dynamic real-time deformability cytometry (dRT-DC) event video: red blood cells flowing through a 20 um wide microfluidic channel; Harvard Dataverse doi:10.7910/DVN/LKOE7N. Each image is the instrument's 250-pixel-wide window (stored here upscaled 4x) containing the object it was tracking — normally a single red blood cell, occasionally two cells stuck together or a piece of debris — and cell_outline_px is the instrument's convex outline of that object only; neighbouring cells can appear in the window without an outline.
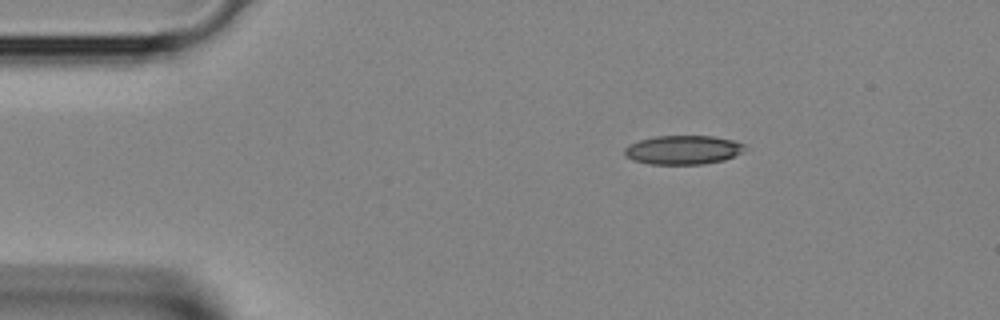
{"species": "Egyptian fruit bat (a non-hibernating species)", "species_latin": "Rousettus aegyptiacus", "temperature_condition": "room temperature", "stored_images_in_passage": 2, "camera_frame_rate_fps": 3000, "um_per_image_px": 0.085, "animal": {"sex": "female"}, "frame": {"image": 1, "passage_image": 1, "time_ms": 0.0, "image_size_px": [1000, 320], "cell_outline_px": [[748, 148], [724, 160], [704, 164], [648, 164], [632, 160], [624, 156], [624, 148], [628, 144], [640, 140], [656, 136], [712, 136], [732, 140], [744, 144]], "centroid_in_image_um": [58.02, 12.74], "position_along_channel_um": 27.0, "area_um2": 20.35}}